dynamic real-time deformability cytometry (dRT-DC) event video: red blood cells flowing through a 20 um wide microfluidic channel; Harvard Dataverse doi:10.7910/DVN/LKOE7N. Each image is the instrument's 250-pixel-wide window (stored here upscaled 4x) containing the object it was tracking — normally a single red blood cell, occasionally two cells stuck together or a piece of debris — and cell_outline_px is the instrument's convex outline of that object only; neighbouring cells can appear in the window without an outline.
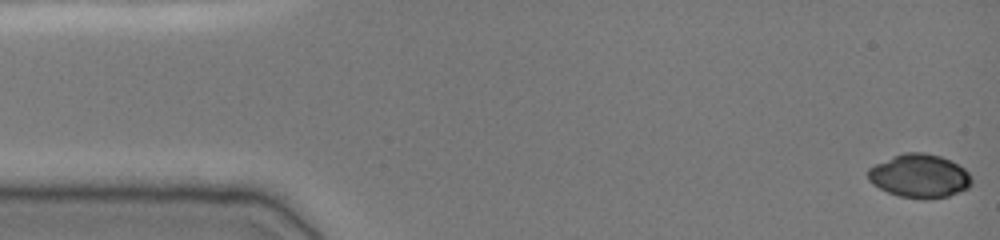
{"species": "common noctule bat (a hibernating species)", "species_latin": "Nyctalus noctula", "temperature_condition": "cold", "stored_images_in_passage": 46, "camera_frame_rate_fps": 3000, "um_per_image_px": 0.085, "animal": {"sex": "female", "body_mass_g": 19.0, "forearm_length_mm": 51.5}, "frame": {"image": 1, "passage_image": 1, "time_ms": 0.0, "image_size_px": [1000, 240], "cell_outline_px": [[972, 184], [968, 188], [960, 192], [948, 196], [932, 200], [924, 200], [900, 196], [888, 192], [872, 184], [868, 180], [868, 168], [892, 156], [904, 152], [924, 152], [940, 156], [952, 160], [964, 168], [972, 176]], "centroid_in_image_um": [78.19, 14.96], "position_along_channel_um": 6.8, "area_um2": 26.7}}
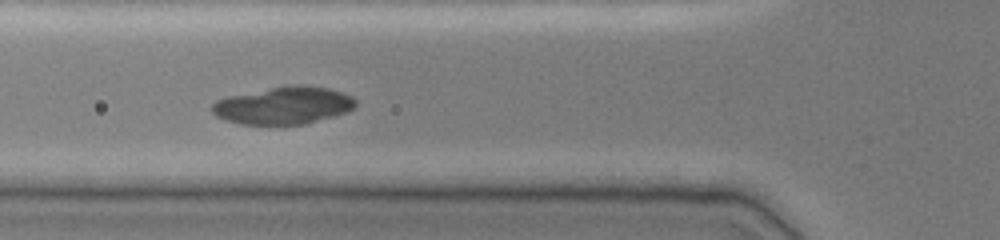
{"frame": {"image": 2, "passage_image": 18, "time_ms": 5.667, "image_size_px": [1000, 240], "cell_outline_px": [[356, 108], [332, 116], [304, 124], [240, 124], [216, 116], [212, 112], [212, 104], [216, 100], [228, 96], [284, 84], [300, 84], [328, 88], [352, 96], [356, 100]], "centroid_in_image_um": [24.09, 8.94], "position_along_channel_um": 101.7, "area_um2": 31.39}}
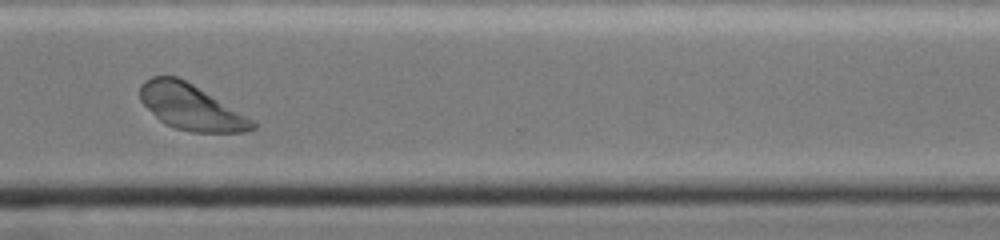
{"frame": {"image": 3, "passage_image": 38, "time_ms": 12.333, "image_size_px": [1000, 240], "cell_outline_px": [[256, 128], [244, 132], [192, 132], [176, 128], [164, 124], [140, 100], [140, 84], [144, 80], [152, 76], [176, 76], [192, 84], [252, 120], [256, 124]], "centroid_in_image_um": [16.18, 9.1], "position_along_channel_um": 354.4, "area_um2": 29.19}, "authors_computed_cell_mechanics": {"area_um2": 29.3624, "velocity_mm_per_s": 3.7898, "shape_relaxation_time_tau1_ms": 5.8003, "shape_relaxation_time_tau2_ms": null, "deformation_change_tau1": 0.3687, "deformation_change_tau2": null}}